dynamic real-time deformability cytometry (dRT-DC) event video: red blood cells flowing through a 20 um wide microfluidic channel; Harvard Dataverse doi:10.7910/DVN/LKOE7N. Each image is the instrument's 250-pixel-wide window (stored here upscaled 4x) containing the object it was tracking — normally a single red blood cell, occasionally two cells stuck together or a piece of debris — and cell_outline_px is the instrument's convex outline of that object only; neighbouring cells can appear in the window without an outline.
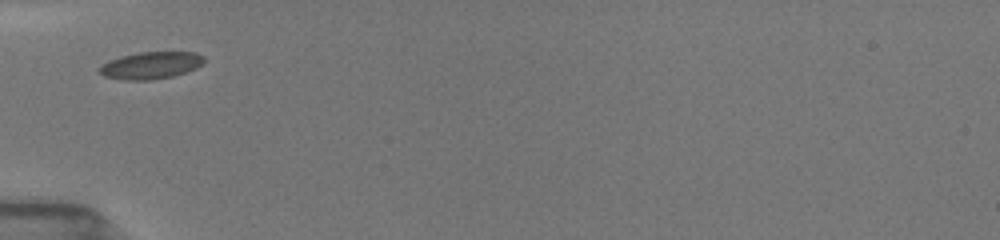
{"species": "common noctule bat (a hibernating species)", "species_latin": "Nyctalus noctula", "temperature_condition": "room temperature", "stored_images_in_passage": 40, "camera_frame_rate_fps": 3000, "um_per_image_px": 0.085, "animal": {"sex": "female", "body_mass_g": 19.5, "forearm_length_mm": 54.1}, "frame": {"image": 1, "passage_image": 1, "time_ms": 0.0, "image_size_px": [1000, 240], "cell_outline_px": [[204, 60], [196, 68], [172, 76], [148, 80], [124, 80], [104, 76], [96, 68], [100, 64], [108, 60], [120, 56], [140, 52], [196, 52], [204, 56]], "centroid_in_image_um": [12.76, 5.55], "position_along_channel_um": 72.2, "area_um2": 16.53}}
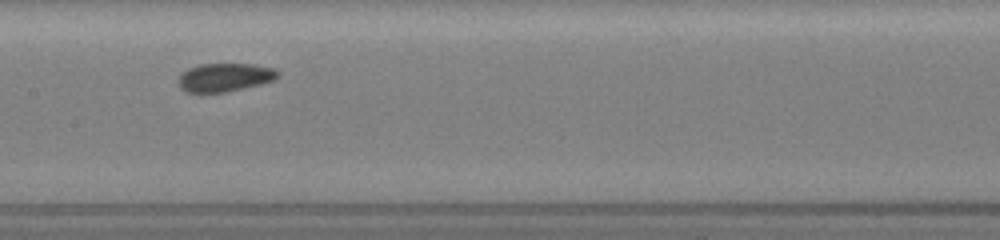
{"frame": {"image": 2, "passage_image": 17, "time_ms": 3.0, "image_size_px": [1000, 240], "cell_outline_px": [[280, 76], [276, 80], [260, 84], [224, 92], [200, 96], [184, 92], [180, 88], [180, 76], [188, 68], [200, 64], [256, 64], [272, 68], [280, 72]], "centroid_in_image_um": [19.09, 6.61], "position_along_channel_um": 188.3, "area_um2": 16.94}}
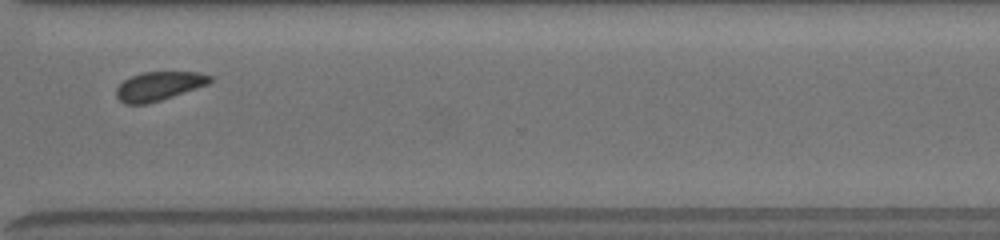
{"frame": {"image": 3, "passage_image": 39, "time_ms": 7.333, "image_size_px": [1000, 240], "cell_outline_px": [[212, 80], [208, 84], [148, 104], [124, 104], [116, 96], [116, 88], [124, 80], [140, 72], [196, 72], [212, 76]], "centroid_in_image_um": [13.47, 7.31], "position_along_channel_um": 357.1, "area_um2": 15.61}}